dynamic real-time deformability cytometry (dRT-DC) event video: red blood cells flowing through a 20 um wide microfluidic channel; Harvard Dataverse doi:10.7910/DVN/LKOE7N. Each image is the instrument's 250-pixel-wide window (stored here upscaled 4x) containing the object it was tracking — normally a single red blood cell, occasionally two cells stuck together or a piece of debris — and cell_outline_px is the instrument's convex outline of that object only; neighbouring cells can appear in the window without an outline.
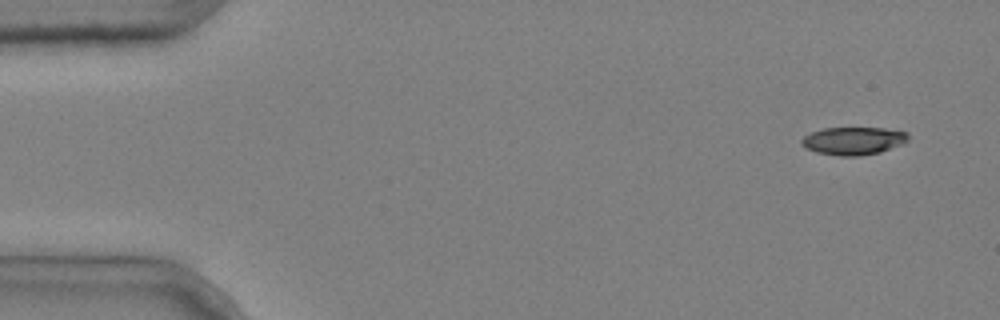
{"species": "common noctule bat (a hibernating species)", "species_latin": "Nyctalus noctula", "temperature_condition": "cold", "stored_images_in_passage": 4, "camera_frame_rate_fps": 3000, "um_per_image_px": 0.085, "animal": {"sex": "male", "body_mass_g": 20.4}, "frame": {"image": 1, "passage_image": 1, "time_ms": 0.0, "image_size_px": [1000, 320], "cell_outline_px": [[908, 140], [904, 144], [880, 152], [860, 156], [840, 156], [816, 152], [800, 144], [800, 140], [804, 136], [812, 132], [824, 128], [884, 128], [908, 132]], "centroid_in_image_um": [72.56, 11.97], "position_along_channel_um": 12.4, "area_um2": 17.34}}
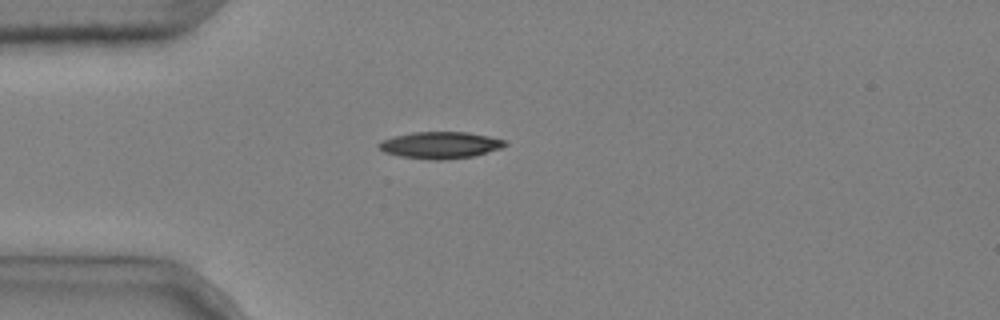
{"frame": {"image": 2, "passage_image": 3, "time_ms": 0.667, "image_size_px": [1000, 320], "cell_outline_px": [[508, 144], [500, 148], [472, 156], [444, 160], [428, 160], [400, 156], [384, 152], [376, 144], [380, 140], [412, 132], [468, 132], [488, 136], [504, 140]], "centroid_in_image_um": [37.38, 12.33], "position_along_channel_um": 47.6, "area_um2": 19.59}}